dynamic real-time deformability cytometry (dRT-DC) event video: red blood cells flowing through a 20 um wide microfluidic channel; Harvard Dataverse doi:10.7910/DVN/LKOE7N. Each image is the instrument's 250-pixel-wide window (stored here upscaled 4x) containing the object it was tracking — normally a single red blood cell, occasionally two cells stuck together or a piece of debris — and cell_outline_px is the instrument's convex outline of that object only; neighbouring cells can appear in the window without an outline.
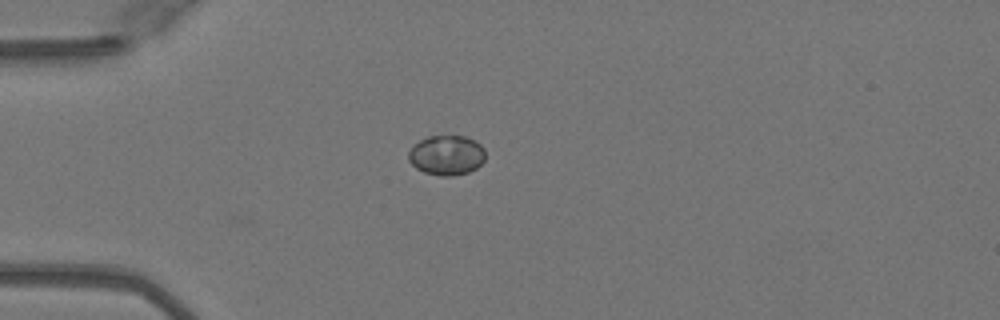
{"species": "Egyptian fruit bat (a non-hibernating species)", "species_latin": "Rousettus aegyptiacus", "temperature_condition": "warm", "stored_images_in_passage": 37, "camera_frame_rate_fps": 3000, "um_per_image_px": 0.085, "animal": {"sex": "female"}, "frame": {"image": 1, "passage_image": 1, "time_ms": 0.0, "image_size_px": [1000, 320], "cell_outline_px": [[484, 160], [476, 168], [468, 172], [452, 176], [440, 176], [424, 172], [416, 168], [408, 160], [408, 152], [420, 140], [428, 136], [464, 136], [480, 144], [484, 148]], "centroid_in_image_um": [37.95, 13.2], "position_along_channel_um": 47.1, "area_um2": 17.69}}
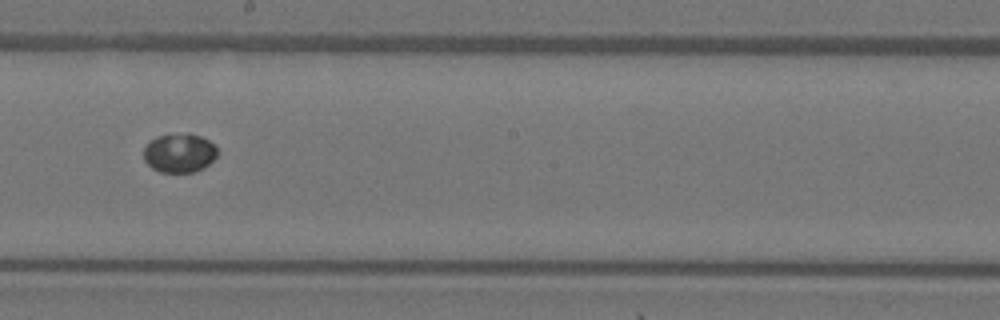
{"frame": {"image": 2, "passage_image": 16, "time_ms": 5.0, "image_size_px": [1000, 320], "cell_outline_px": [[216, 156], [204, 168], [192, 172], [160, 172], [152, 168], [144, 160], [144, 148], [156, 136], [188, 132], [200, 136], [208, 140], [216, 148]], "centroid_in_image_um": [15.23, 12.99], "position_along_channel_um": 233.0, "area_um2": 16.65}}
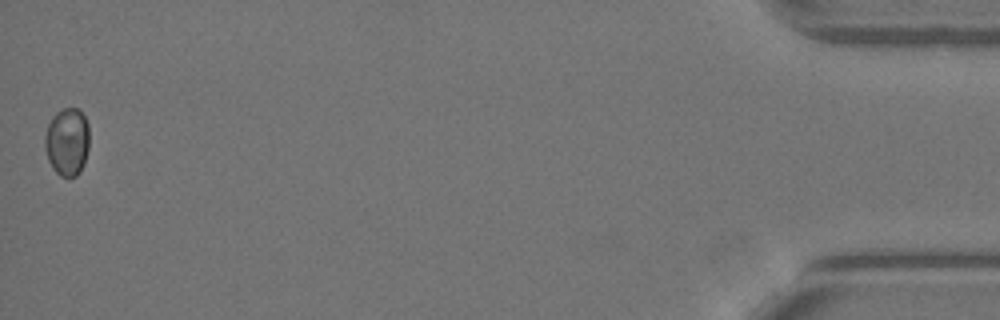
{"frame": {"image": 3, "passage_image": 37, "time_ms": 12.0, "image_size_px": [1000, 320], "cell_outline_px": [[88, 148], [84, 164], [80, 172], [76, 176], [60, 176], [52, 168], [48, 160], [44, 148], [44, 136], [48, 124], [52, 116], [56, 112], [64, 108], [80, 108], [88, 124]], "centroid_in_image_um": [5.69, 12.04], "position_along_channel_um": 429.5, "area_um2": 17.8}}